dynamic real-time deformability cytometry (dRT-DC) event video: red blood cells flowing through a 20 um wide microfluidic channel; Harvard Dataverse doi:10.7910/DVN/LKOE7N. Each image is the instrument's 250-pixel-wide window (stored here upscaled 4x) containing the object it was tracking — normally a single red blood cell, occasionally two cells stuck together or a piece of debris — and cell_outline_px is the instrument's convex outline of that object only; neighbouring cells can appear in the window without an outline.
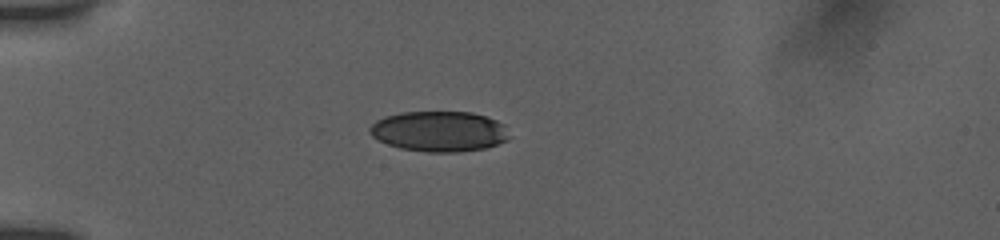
{"species": "human", "species_latin": "Homo sapiens", "temperature_condition": "room temperature", "stored_images_in_passage": 40, "camera_frame_rate_fps": 3000, "um_per_image_px": 0.085, "donor": {"sex": "female"}, "frame": {"image": 1, "passage_image": 1, "time_ms": 0.0, "image_size_px": [1000, 240], "cell_outline_px": [[512, 136], [508, 140], [484, 148], [456, 152], [428, 152], [400, 148], [388, 144], [372, 136], [368, 132], [368, 128], [376, 120], [384, 116], [400, 112], [472, 112], [496, 120], [504, 124]], "centroid_in_image_um": [37.34, 11.16], "position_along_channel_um": 47.7, "area_um2": 33.0}}
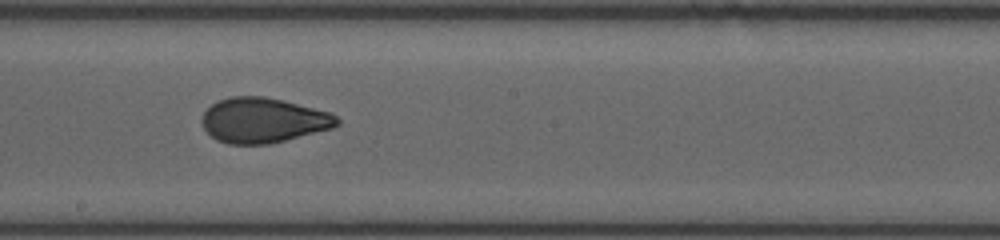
{"frame": {"image": 2, "passage_image": 21, "time_ms": 5.333, "image_size_px": [1000, 240], "cell_outline_px": [[340, 124], [332, 128], [268, 144], [228, 144], [216, 140], [204, 128], [200, 120], [204, 112], [212, 104], [220, 100], [232, 96], [264, 96], [284, 100], [328, 112], [336, 116], [340, 120]], "centroid_in_image_um": [22.35, 10.22], "position_along_channel_um": 225.8, "area_um2": 35.26}}
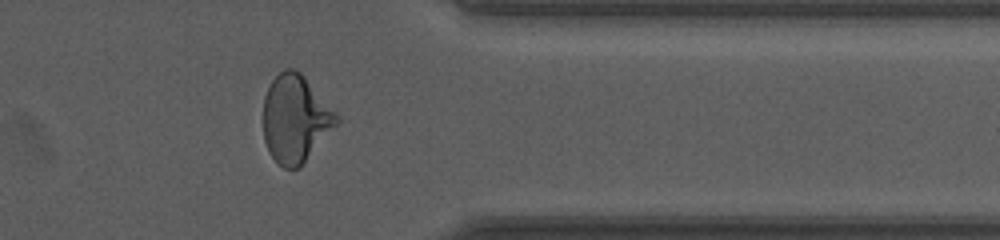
{"frame": {"image": 3, "passage_image": 36, "time_ms": 9.667, "image_size_px": [1000, 240], "cell_outline_px": [[340, 120], [300, 168], [284, 168], [268, 152], [264, 140], [264, 96], [272, 80], [284, 68], [292, 68], [300, 72], [304, 76], [340, 116]], "centroid_in_image_um": [25.11, 10.09], "position_along_channel_um": 386.3, "area_um2": 37.17}, "authors_computed_cell_mechanics": {"area_um2": 35.4603, "velocity_mm_per_s": 3.8816, "shape_relaxation_time_tau1_ms": 6.4874, "shape_relaxation_time_tau2_ms": 1.169, "deformation_change_tau1": 0.2035, "deformation_change_tau2": 0.0683}}